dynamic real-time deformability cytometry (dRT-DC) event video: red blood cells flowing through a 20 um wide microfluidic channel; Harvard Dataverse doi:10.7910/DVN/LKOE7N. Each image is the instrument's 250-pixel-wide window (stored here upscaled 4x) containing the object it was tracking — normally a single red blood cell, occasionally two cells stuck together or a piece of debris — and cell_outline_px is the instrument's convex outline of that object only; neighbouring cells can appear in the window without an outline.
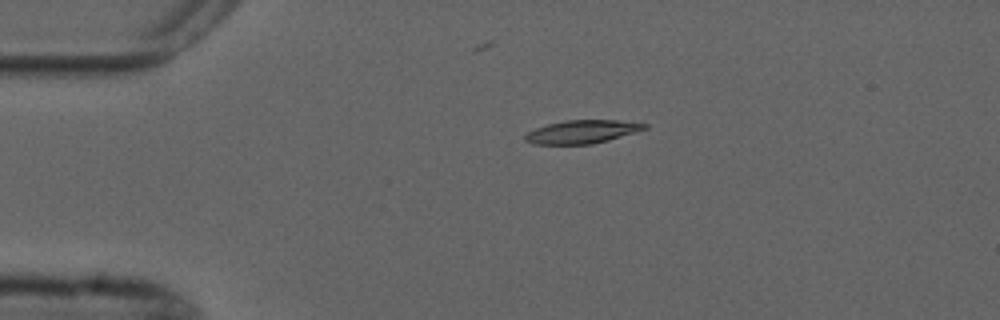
{"species": "common noctule bat (a hibernating species)", "species_latin": "Nyctalus noctula", "temperature_condition": "cold", "stored_images_in_passage": 2, "camera_frame_rate_fps": 3000, "um_per_image_px": 0.085, "animal": {"sex": "male", "forearm_length_mm": 52.5}, "frame": {"image": 1, "passage_image": 1, "time_ms": 0.0, "image_size_px": [1000, 320], "cell_outline_px": [[648, 128], [636, 132], [608, 140], [592, 144], [532, 144], [524, 140], [524, 136], [528, 132], [536, 128], [548, 124], [564, 120], [616, 120], [648, 124]], "centroid_in_image_um": [49.47, 11.2], "position_along_channel_um": 35.5, "area_um2": 16.13}}